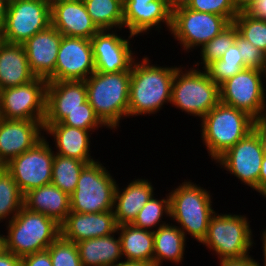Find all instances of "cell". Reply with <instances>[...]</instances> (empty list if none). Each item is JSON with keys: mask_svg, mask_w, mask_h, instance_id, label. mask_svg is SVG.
<instances>
[{"mask_svg": "<svg viewBox=\"0 0 266 266\" xmlns=\"http://www.w3.org/2000/svg\"><path fill=\"white\" fill-rule=\"evenodd\" d=\"M230 24L231 22L224 16L184 7L172 12V25L169 33L179 41L178 44L182 50L189 53L193 52L192 49L197 50L203 47Z\"/></svg>", "mask_w": 266, "mask_h": 266, "instance_id": "9", "label": "cell"}, {"mask_svg": "<svg viewBox=\"0 0 266 266\" xmlns=\"http://www.w3.org/2000/svg\"><path fill=\"white\" fill-rule=\"evenodd\" d=\"M53 266H82L76 243L60 235L48 248Z\"/></svg>", "mask_w": 266, "mask_h": 266, "instance_id": "37", "label": "cell"}, {"mask_svg": "<svg viewBox=\"0 0 266 266\" xmlns=\"http://www.w3.org/2000/svg\"><path fill=\"white\" fill-rule=\"evenodd\" d=\"M170 218L178 228L199 243L206 238L209 221L215 213L212 194L191 180L180 183L170 190Z\"/></svg>", "mask_w": 266, "mask_h": 266, "instance_id": "3", "label": "cell"}, {"mask_svg": "<svg viewBox=\"0 0 266 266\" xmlns=\"http://www.w3.org/2000/svg\"><path fill=\"white\" fill-rule=\"evenodd\" d=\"M248 219L246 215L215 212L201 244L214 252L219 261L249 256L255 243Z\"/></svg>", "mask_w": 266, "mask_h": 266, "instance_id": "7", "label": "cell"}, {"mask_svg": "<svg viewBox=\"0 0 266 266\" xmlns=\"http://www.w3.org/2000/svg\"><path fill=\"white\" fill-rule=\"evenodd\" d=\"M3 42V36L2 34L0 33V44Z\"/></svg>", "mask_w": 266, "mask_h": 266, "instance_id": "55", "label": "cell"}, {"mask_svg": "<svg viewBox=\"0 0 266 266\" xmlns=\"http://www.w3.org/2000/svg\"><path fill=\"white\" fill-rule=\"evenodd\" d=\"M123 24L135 37L148 34L153 28L159 33L162 24L170 32L172 12L167 0H123Z\"/></svg>", "mask_w": 266, "mask_h": 266, "instance_id": "17", "label": "cell"}, {"mask_svg": "<svg viewBox=\"0 0 266 266\" xmlns=\"http://www.w3.org/2000/svg\"><path fill=\"white\" fill-rule=\"evenodd\" d=\"M187 8L198 12L224 16L231 23L238 15V11L233 6L231 0H192Z\"/></svg>", "mask_w": 266, "mask_h": 266, "instance_id": "39", "label": "cell"}, {"mask_svg": "<svg viewBox=\"0 0 266 266\" xmlns=\"http://www.w3.org/2000/svg\"><path fill=\"white\" fill-rule=\"evenodd\" d=\"M23 206L30 211L53 218L60 225L71 212L70 196L52 183L25 193Z\"/></svg>", "mask_w": 266, "mask_h": 266, "instance_id": "26", "label": "cell"}, {"mask_svg": "<svg viewBox=\"0 0 266 266\" xmlns=\"http://www.w3.org/2000/svg\"><path fill=\"white\" fill-rule=\"evenodd\" d=\"M200 122L202 143L215 162L253 130L255 119L242 110L219 102Z\"/></svg>", "mask_w": 266, "mask_h": 266, "instance_id": "4", "label": "cell"}, {"mask_svg": "<svg viewBox=\"0 0 266 266\" xmlns=\"http://www.w3.org/2000/svg\"><path fill=\"white\" fill-rule=\"evenodd\" d=\"M4 248L3 234L0 232V251Z\"/></svg>", "mask_w": 266, "mask_h": 266, "instance_id": "53", "label": "cell"}, {"mask_svg": "<svg viewBox=\"0 0 266 266\" xmlns=\"http://www.w3.org/2000/svg\"><path fill=\"white\" fill-rule=\"evenodd\" d=\"M122 256L127 261H144L153 264V230L141 229L132 224L118 225Z\"/></svg>", "mask_w": 266, "mask_h": 266, "instance_id": "29", "label": "cell"}, {"mask_svg": "<svg viewBox=\"0 0 266 266\" xmlns=\"http://www.w3.org/2000/svg\"><path fill=\"white\" fill-rule=\"evenodd\" d=\"M113 211L76 213L71 211L60 225L61 235L74 243L97 237H105L117 231Z\"/></svg>", "mask_w": 266, "mask_h": 266, "instance_id": "22", "label": "cell"}, {"mask_svg": "<svg viewBox=\"0 0 266 266\" xmlns=\"http://www.w3.org/2000/svg\"><path fill=\"white\" fill-rule=\"evenodd\" d=\"M264 154L258 136L251 131L222 154L215 163L259 193V174Z\"/></svg>", "mask_w": 266, "mask_h": 266, "instance_id": "14", "label": "cell"}, {"mask_svg": "<svg viewBox=\"0 0 266 266\" xmlns=\"http://www.w3.org/2000/svg\"><path fill=\"white\" fill-rule=\"evenodd\" d=\"M154 254L153 265L161 266L163 261L181 264L184 260L187 237L175 224H168L153 231ZM167 260V261H166Z\"/></svg>", "mask_w": 266, "mask_h": 266, "instance_id": "28", "label": "cell"}, {"mask_svg": "<svg viewBox=\"0 0 266 266\" xmlns=\"http://www.w3.org/2000/svg\"><path fill=\"white\" fill-rule=\"evenodd\" d=\"M23 198L12 175L0 166V223L6 221L7 224L18 214L23 207Z\"/></svg>", "mask_w": 266, "mask_h": 266, "instance_id": "32", "label": "cell"}, {"mask_svg": "<svg viewBox=\"0 0 266 266\" xmlns=\"http://www.w3.org/2000/svg\"><path fill=\"white\" fill-rule=\"evenodd\" d=\"M235 9L239 12H247L257 0H231Z\"/></svg>", "mask_w": 266, "mask_h": 266, "instance_id": "47", "label": "cell"}, {"mask_svg": "<svg viewBox=\"0 0 266 266\" xmlns=\"http://www.w3.org/2000/svg\"><path fill=\"white\" fill-rule=\"evenodd\" d=\"M179 66L172 82L170 104L201 120L220 102L219 86L205 69Z\"/></svg>", "mask_w": 266, "mask_h": 266, "instance_id": "6", "label": "cell"}, {"mask_svg": "<svg viewBox=\"0 0 266 266\" xmlns=\"http://www.w3.org/2000/svg\"><path fill=\"white\" fill-rule=\"evenodd\" d=\"M51 25L50 0H9L3 41L23 44Z\"/></svg>", "mask_w": 266, "mask_h": 266, "instance_id": "10", "label": "cell"}, {"mask_svg": "<svg viewBox=\"0 0 266 266\" xmlns=\"http://www.w3.org/2000/svg\"><path fill=\"white\" fill-rule=\"evenodd\" d=\"M21 266H53L49 250L46 249L23 256Z\"/></svg>", "mask_w": 266, "mask_h": 266, "instance_id": "41", "label": "cell"}, {"mask_svg": "<svg viewBox=\"0 0 266 266\" xmlns=\"http://www.w3.org/2000/svg\"><path fill=\"white\" fill-rule=\"evenodd\" d=\"M237 34V27L232 22L221 33L200 48L201 62L200 60L198 62L194 61L193 66L198 69L201 66L200 69H205L213 61L221 59L228 48L236 42Z\"/></svg>", "mask_w": 266, "mask_h": 266, "instance_id": "35", "label": "cell"}, {"mask_svg": "<svg viewBox=\"0 0 266 266\" xmlns=\"http://www.w3.org/2000/svg\"><path fill=\"white\" fill-rule=\"evenodd\" d=\"M0 266H21V258L3 248L0 251Z\"/></svg>", "mask_w": 266, "mask_h": 266, "instance_id": "44", "label": "cell"}, {"mask_svg": "<svg viewBox=\"0 0 266 266\" xmlns=\"http://www.w3.org/2000/svg\"><path fill=\"white\" fill-rule=\"evenodd\" d=\"M262 73L244 68L219 86L220 102L242 110L255 120L266 118Z\"/></svg>", "mask_w": 266, "mask_h": 266, "instance_id": "12", "label": "cell"}, {"mask_svg": "<svg viewBox=\"0 0 266 266\" xmlns=\"http://www.w3.org/2000/svg\"><path fill=\"white\" fill-rule=\"evenodd\" d=\"M262 240V248H263V266H266V228L262 231V235L260 236Z\"/></svg>", "mask_w": 266, "mask_h": 266, "instance_id": "51", "label": "cell"}, {"mask_svg": "<svg viewBox=\"0 0 266 266\" xmlns=\"http://www.w3.org/2000/svg\"><path fill=\"white\" fill-rule=\"evenodd\" d=\"M117 183L114 195L113 212L117 225L131 224L148 200L155 195L154 186L148 179L130 181L124 189Z\"/></svg>", "mask_w": 266, "mask_h": 266, "instance_id": "24", "label": "cell"}, {"mask_svg": "<svg viewBox=\"0 0 266 266\" xmlns=\"http://www.w3.org/2000/svg\"><path fill=\"white\" fill-rule=\"evenodd\" d=\"M252 17L266 20V0H257L247 11Z\"/></svg>", "mask_w": 266, "mask_h": 266, "instance_id": "45", "label": "cell"}, {"mask_svg": "<svg viewBox=\"0 0 266 266\" xmlns=\"http://www.w3.org/2000/svg\"><path fill=\"white\" fill-rule=\"evenodd\" d=\"M115 234L118 235L117 238ZM76 246L82 266H117L123 261L121 240L117 231L105 237L82 240Z\"/></svg>", "mask_w": 266, "mask_h": 266, "instance_id": "27", "label": "cell"}, {"mask_svg": "<svg viewBox=\"0 0 266 266\" xmlns=\"http://www.w3.org/2000/svg\"><path fill=\"white\" fill-rule=\"evenodd\" d=\"M177 66L152 64L149 57L131 67L128 118L158 113L171 101L172 82Z\"/></svg>", "mask_w": 266, "mask_h": 266, "instance_id": "1", "label": "cell"}, {"mask_svg": "<svg viewBox=\"0 0 266 266\" xmlns=\"http://www.w3.org/2000/svg\"><path fill=\"white\" fill-rule=\"evenodd\" d=\"M130 79L131 71H95L85 80L87 101L108 130H117L128 117Z\"/></svg>", "mask_w": 266, "mask_h": 266, "instance_id": "2", "label": "cell"}, {"mask_svg": "<svg viewBox=\"0 0 266 266\" xmlns=\"http://www.w3.org/2000/svg\"><path fill=\"white\" fill-rule=\"evenodd\" d=\"M98 159L81 171L76 189L70 195L71 211L99 213L113 211L117 180Z\"/></svg>", "mask_w": 266, "mask_h": 266, "instance_id": "8", "label": "cell"}, {"mask_svg": "<svg viewBox=\"0 0 266 266\" xmlns=\"http://www.w3.org/2000/svg\"><path fill=\"white\" fill-rule=\"evenodd\" d=\"M86 101L85 81H47L43 124L60 123L68 112L84 108Z\"/></svg>", "mask_w": 266, "mask_h": 266, "instance_id": "19", "label": "cell"}, {"mask_svg": "<svg viewBox=\"0 0 266 266\" xmlns=\"http://www.w3.org/2000/svg\"><path fill=\"white\" fill-rule=\"evenodd\" d=\"M62 36L50 25L23 43L30 69L36 77L48 80L54 74Z\"/></svg>", "mask_w": 266, "mask_h": 266, "instance_id": "20", "label": "cell"}, {"mask_svg": "<svg viewBox=\"0 0 266 266\" xmlns=\"http://www.w3.org/2000/svg\"><path fill=\"white\" fill-rule=\"evenodd\" d=\"M116 29L99 30L92 38L93 54L95 60V71L102 73H118L120 71H131L136 60L135 51L131 46L134 36L129 34L128 38L118 35ZM134 55V56H133Z\"/></svg>", "mask_w": 266, "mask_h": 266, "instance_id": "16", "label": "cell"}, {"mask_svg": "<svg viewBox=\"0 0 266 266\" xmlns=\"http://www.w3.org/2000/svg\"><path fill=\"white\" fill-rule=\"evenodd\" d=\"M259 195H266V156H264L259 174Z\"/></svg>", "mask_w": 266, "mask_h": 266, "instance_id": "46", "label": "cell"}, {"mask_svg": "<svg viewBox=\"0 0 266 266\" xmlns=\"http://www.w3.org/2000/svg\"><path fill=\"white\" fill-rule=\"evenodd\" d=\"M43 121L0 118V166L29 150L45 136Z\"/></svg>", "mask_w": 266, "mask_h": 266, "instance_id": "18", "label": "cell"}, {"mask_svg": "<svg viewBox=\"0 0 266 266\" xmlns=\"http://www.w3.org/2000/svg\"><path fill=\"white\" fill-rule=\"evenodd\" d=\"M86 164L84 161L55 154L51 183L70 196L76 189L81 171Z\"/></svg>", "mask_w": 266, "mask_h": 266, "instance_id": "31", "label": "cell"}, {"mask_svg": "<svg viewBox=\"0 0 266 266\" xmlns=\"http://www.w3.org/2000/svg\"><path fill=\"white\" fill-rule=\"evenodd\" d=\"M233 23L241 37L266 55V20L252 17L247 12H239Z\"/></svg>", "mask_w": 266, "mask_h": 266, "instance_id": "36", "label": "cell"}, {"mask_svg": "<svg viewBox=\"0 0 266 266\" xmlns=\"http://www.w3.org/2000/svg\"><path fill=\"white\" fill-rule=\"evenodd\" d=\"M94 72L91 39L62 36L55 71L47 81H85Z\"/></svg>", "mask_w": 266, "mask_h": 266, "instance_id": "15", "label": "cell"}, {"mask_svg": "<svg viewBox=\"0 0 266 266\" xmlns=\"http://www.w3.org/2000/svg\"><path fill=\"white\" fill-rule=\"evenodd\" d=\"M51 25L67 37L91 39L99 31L83 1H51Z\"/></svg>", "mask_w": 266, "mask_h": 266, "instance_id": "21", "label": "cell"}, {"mask_svg": "<svg viewBox=\"0 0 266 266\" xmlns=\"http://www.w3.org/2000/svg\"><path fill=\"white\" fill-rule=\"evenodd\" d=\"M50 1H83V0H50Z\"/></svg>", "mask_w": 266, "mask_h": 266, "instance_id": "54", "label": "cell"}, {"mask_svg": "<svg viewBox=\"0 0 266 266\" xmlns=\"http://www.w3.org/2000/svg\"><path fill=\"white\" fill-rule=\"evenodd\" d=\"M192 0H167L168 7L171 12L177 9L188 7Z\"/></svg>", "mask_w": 266, "mask_h": 266, "instance_id": "48", "label": "cell"}, {"mask_svg": "<svg viewBox=\"0 0 266 266\" xmlns=\"http://www.w3.org/2000/svg\"><path fill=\"white\" fill-rule=\"evenodd\" d=\"M87 12L99 30L121 31L123 24V0H83Z\"/></svg>", "mask_w": 266, "mask_h": 266, "instance_id": "30", "label": "cell"}, {"mask_svg": "<svg viewBox=\"0 0 266 266\" xmlns=\"http://www.w3.org/2000/svg\"><path fill=\"white\" fill-rule=\"evenodd\" d=\"M219 266H261L251 255L237 259H223L219 261Z\"/></svg>", "mask_w": 266, "mask_h": 266, "instance_id": "42", "label": "cell"}, {"mask_svg": "<svg viewBox=\"0 0 266 266\" xmlns=\"http://www.w3.org/2000/svg\"><path fill=\"white\" fill-rule=\"evenodd\" d=\"M236 44L240 50V56L243 58L245 68L261 71L266 57L263 51L256 48L252 43L245 40L239 34L236 35Z\"/></svg>", "mask_w": 266, "mask_h": 266, "instance_id": "40", "label": "cell"}, {"mask_svg": "<svg viewBox=\"0 0 266 266\" xmlns=\"http://www.w3.org/2000/svg\"><path fill=\"white\" fill-rule=\"evenodd\" d=\"M162 199L155 198L154 195L148 200L139 211L134 221L131 223L135 227L152 231L168 224L162 221L163 216L170 219V197L169 193Z\"/></svg>", "mask_w": 266, "mask_h": 266, "instance_id": "33", "label": "cell"}, {"mask_svg": "<svg viewBox=\"0 0 266 266\" xmlns=\"http://www.w3.org/2000/svg\"><path fill=\"white\" fill-rule=\"evenodd\" d=\"M61 124L76 127L84 130H99L98 128H107L97 117L93 107L88 101L84 103V108L68 112V115L60 122Z\"/></svg>", "mask_w": 266, "mask_h": 266, "instance_id": "38", "label": "cell"}, {"mask_svg": "<svg viewBox=\"0 0 266 266\" xmlns=\"http://www.w3.org/2000/svg\"><path fill=\"white\" fill-rule=\"evenodd\" d=\"M47 138L44 136L32 148L3 166L23 195L34 188L51 184L55 153Z\"/></svg>", "mask_w": 266, "mask_h": 266, "instance_id": "11", "label": "cell"}, {"mask_svg": "<svg viewBox=\"0 0 266 266\" xmlns=\"http://www.w3.org/2000/svg\"><path fill=\"white\" fill-rule=\"evenodd\" d=\"M8 0H0V33L3 34Z\"/></svg>", "mask_w": 266, "mask_h": 266, "instance_id": "49", "label": "cell"}, {"mask_svg": "<svg viewBox=\"0 0 266 266\" xmlns=\"http://www.w3.org/2000/svg\"><path fill=\"white\" fill-rule=\"evenodd\" d=\"M240 55V50L235 42L222 55L221 59L213 61L205 70L210 78L220 86L245 68L243 58Z\"/></svg>", "mask_w": 266, "mask_h": 266, "instance_id": "34", "label": "cell"}, {"mask_svg": "<svg viewBox=\"0 0 266 266\" xmlns=\"http://www.w3.org/2000/svg\"><path fill=\"white\" fill-rule=\"evenodd\" d=\"M36 76L31 71L23 44H0V90L26 84Z\"/></svg>", "mask_w": 266, "mask_h": 266, "instance_id": "25", "label": "cell"}, {"mask_svg": "<svg viewBox=\"0 0 266 266\" xmlns=\"http://www.w3.org/2000/svg\"><path fill=\"white\" fill-rule=\"evenodd\" d=\"M47 80H34L0 90V118L9 120H44Z\"/></svg>", "mask_w": 266, "mask_h": 266, "instance_id": "13", "label": "cell"}, {"mask_svg": "<svg viewBox=\"0 0 266 266\" xmlns=\"http://www.w3.org/2000/svg\"><path fill=\"white\" fill-rule=\"evenodd\" d=\"M44 134L54 138L55 154L84 161L87 164L96 161L91 156V134L94 130H84L61 123L43 124ZM92 132V133H91Z\"/></svg>", "mask_w": 266, "mask_h": 266, "instance_id": "23", "label": "cell"}, {"mask_svg": "<svg viewBox=\"0 0 266 266\" xmlns=\"http://www.w3.org/2000/svg\"><path fill=\"white\" fill-rule=\"evenodd\" d=\"M261 73H262V78L263 79V90H264V94H265V98H266V88H265V80H266V57H265V60H264V63H263V67L261 69Z\"/></svg>", "mask_w": 266, "mask_h": 266, "instance_id": "52", "label": "cell"}, {"mask_svg": "<svg viewBox=\"0 0 266 266\" xmlns=\"http://www.w3.org/2000/svg\"><path fill=\"white\" fill-rule=\"evenodd\" d=\"M261 144L264 156H266V118L255 120L253 130Z\"/></svg>", "mask_w": 266, "mask_h": 266, "instance_id": "43", "label": "cell"}, {"mask_svg": "<svg viewBox=\"0 0 266 266\" xmlns=\"http://www.w3.org/2000/svg\"><path fill=\"white\" fill-rule=\"evenodd\" d=\"M117 266H154L152 263L144 261H121Z\"/></svg>", "mask_w": 266, "mask_h": 266, "instance_id": "50", "label": "cell"}, {"mask_svg": "<svg viewBox=\"0 0 266 266\" xmlns=\"http://www.w3.org/2000/svg\"><path fill=\"white\" fill-rule=\"evenodd\" d=\"M6 228L4 249L20 258L46 250L61 235L60 224L53 218L24 206Z\"/></svg>", "mask_w": 266, "mask_h": 266, "instance_id": "5", "label": "cell"}]
</instances>
